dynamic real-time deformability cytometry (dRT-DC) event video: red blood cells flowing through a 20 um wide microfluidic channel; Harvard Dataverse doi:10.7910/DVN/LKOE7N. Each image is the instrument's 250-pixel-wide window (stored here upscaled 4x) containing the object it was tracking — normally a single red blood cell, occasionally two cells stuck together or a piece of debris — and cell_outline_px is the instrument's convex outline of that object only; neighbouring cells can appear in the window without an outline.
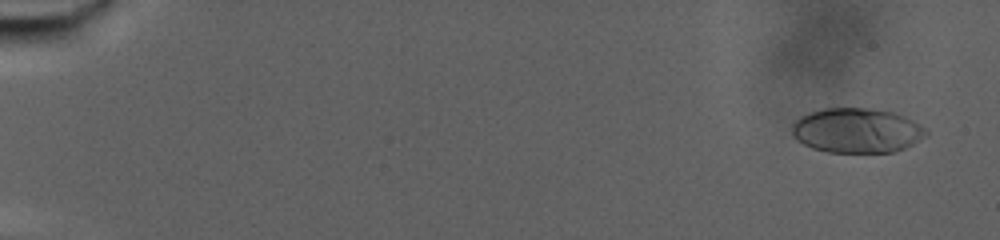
{"species": "human", "species_latin": "Homo sapiens", "temperature_condition": "warm", "stored_images_in_passage": 78, "camera_frame_rate_fps": 3000, "um_per_image_px": 0.085, "donor": {"sex": "male"}, "frame": {"image": 1, "passage_image": 4, "time_ms": 1.0, "image_size_px": [1000, 240], "cell_outline_px": [[928, 136], [896, 152], [828, 152], [812, 148], [796, 140], [792, 132], [792, 124], [800, 116], [824, 108], [868, 108], [892, 112], [904, 116], [920, 124], [928, 132]], "centroid_in_image_um": [72.84, 11.1], "position_along_channel_um": 12.2, "area_um2": 34.97}}
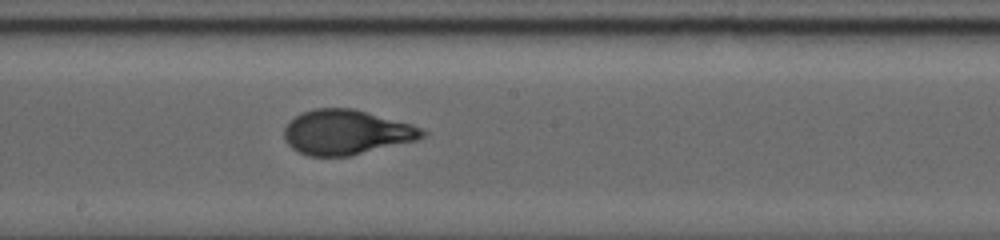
{"frame": {"image": 2, "passage_image": 46, "time_ms": 15.0, "image_size_px": [1000, 240], "cell_outline_px": [[428, 132], [424, 136], [416, 140], [352, 156], [308, 156], [296, 152], [284, 140], [284, 128], [288, 120], [304, 112], [316, 108], [352, 108], [412, 124], [424, 128]], "centroid_in_image_um": [29.43, 11.25], "position_along_channel_um": 218.8, "area_um2": 36.3}}
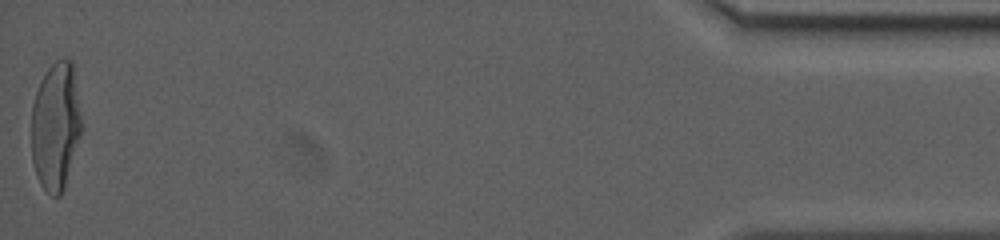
{"frame": {"image": 3, "passage_image": 78, "time_ms": 25.667, "image_size_px": [1000, 240], "cell_outline_px": [[80, 136], [64, 188], [60, 196], [52, 196], [40, 184], [36, 176], [32, 160], [32, 104], [40, 80], [48, 68], [56, 60], [72, 60], [80, 116]], "centroid_in_image_um": [4.7, 10.74], "position_along_channel_um": 430.5, "area_um2": 36.82}, "authors_computed_cell_mechanics": {"area_um2": 35.547, "velocity_mm_per_s": 2.7589, "shape_relaxation_time_tau1_ms": 7.2643, "shape_relaxation_time_tau2_ms": null, "deformation_change_tau1": 0.2557, "deformation_change_tau2": null}}